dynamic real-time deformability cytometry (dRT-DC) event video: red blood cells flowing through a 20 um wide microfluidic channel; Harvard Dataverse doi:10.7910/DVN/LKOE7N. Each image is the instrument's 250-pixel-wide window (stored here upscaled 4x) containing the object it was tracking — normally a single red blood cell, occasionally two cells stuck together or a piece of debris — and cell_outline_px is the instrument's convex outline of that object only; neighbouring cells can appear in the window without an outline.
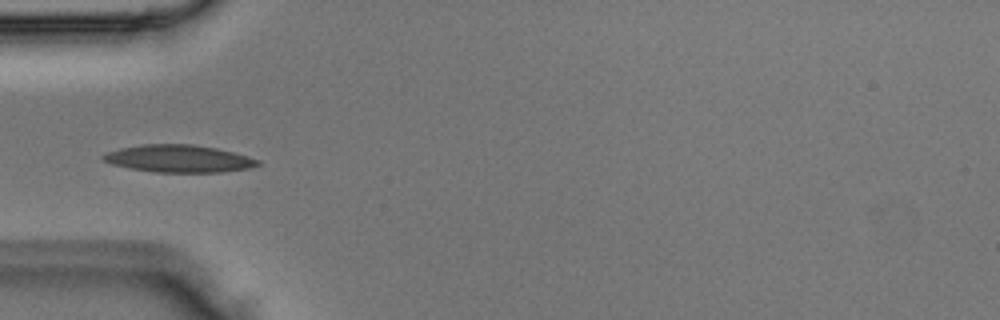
{"species": "Egyptian fruit bat (a non-hibernating species)", "species_latin": "Rousettus aegyptiacus", "temperature_condition": "room temperature", "stored_images_in_passage": 5, "camera_frame_rate_fps": 3000, "um_per_image_px": 0.085, "animal": {"sex": "male"}, "frame": {"image": 1, "passage_image": 4, "time_ms": 1.0, "image_size_px": [1000, 320], "cell_outline_px": [[260, 164], [248, 168], [220, 172], [156, 172], [132, 168], [112, 164], [104, 160], [100, 156], [108, 152], [120, 148], [140, 144], [192, 144], [216, 148], [232, 152], [260, 160]], "centroid_in_image_um": [15.18, 13.47], "position_along_channel_um": 69.8, "area_um2": 24.39}}
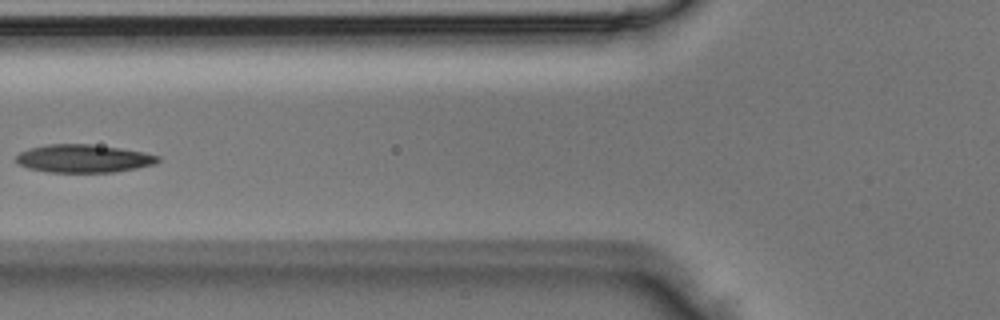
{"frame": {"image": 2, "passage_image": 5, "time_ms": 1.333, "image_size_px": [1000, 320], "cell_outline_px": [[160, 160], [156, 164], [136, 168], [112, 172], [48, 172], [28, 168], [20, 164], [16, 160], [16, 156], [20, 152], [28, 148], [48, 144], [92, 144], [120, 148], [144, 152], [160, 156]], "centroid_in_image_um": [7.11, 13.47], "position_along_channel_um": 118.7, "area_um2": 23.18}}